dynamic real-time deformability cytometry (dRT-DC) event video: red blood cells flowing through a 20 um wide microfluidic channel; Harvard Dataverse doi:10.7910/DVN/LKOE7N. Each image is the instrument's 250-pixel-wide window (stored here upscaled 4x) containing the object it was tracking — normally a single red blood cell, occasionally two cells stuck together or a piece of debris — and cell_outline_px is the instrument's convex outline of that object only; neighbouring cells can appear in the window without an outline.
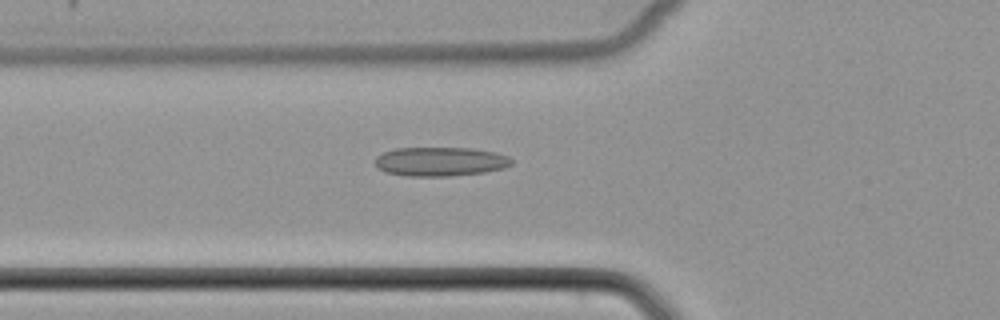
{"species": "common noctule bat (a hibernating species)", "species_latin": "Nyctalus noctula", "temperature_condition": "cold", "stored_images_in_passage": 37, "camera_frame_rate_fps": 3000, "um_per_image_px": 0.085, "animal": {"sex": "female", "body_mass_g": 22.7, "forearm_length_mm": 54.2}, "frame": {"image": 1, "passage_image": 9, "time_ms": 2.667, "image_size_px": [1000, 320], "cell_outline_px": [[512, 164], [504, 168], [484, 172], [448, 176], [408, 176], [384, 172], [376, 168], [376, 156], [384, 152], [396, 148], [472, 148], [496, 152], [508, 156], [512, 160]], "centroid_in_image_um": [37.42, 13.73], "position_along_channel_um": 88.4, "area_um2": 23.18}}
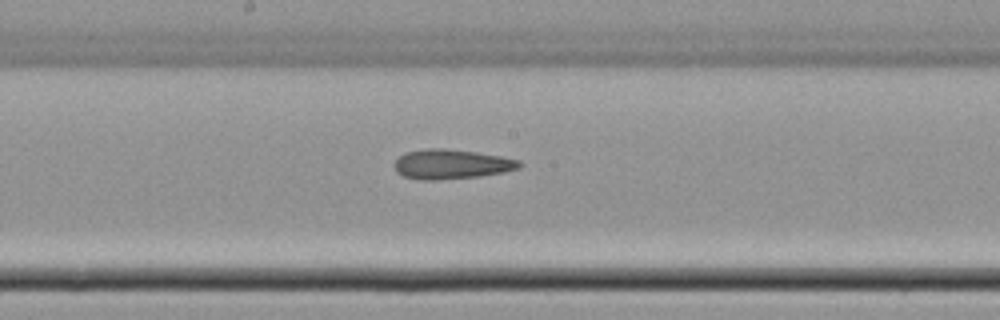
{"frame": {"image": 2, "passage_image": 18, "time_ms": 5.667, "image_size_px": [1000, 320], "cell_outline_px": [[524, 164], [520, 168], [504, 172], [480, 176], [436, 180], [420, 180], [404, 176], [396, 172], [392, 164], [404, 152], [428, 148], [444, 148], [476, 152], [500, 156], [520, 160]], "centroid_in_image_um": [38.36, 13.95], "position_along_channel_um": 209.8, "area_um2": 21.79}}
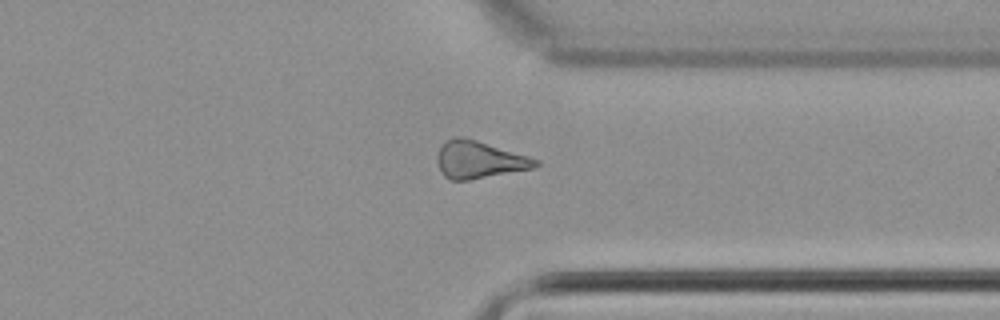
{"frame": {"image": 3, "passage_image": 30, "time_ms": 9.667, "image_size_px": [1000, 320], "cell_outline_px": [[540, 164], [532, 168], [472, 180], [448, 180], [440, 172], [436, 160], [436, 156], [440, 148], [448, 140], [456, 136], [464, 136], [528, 156], [540, 160]], "centroid_in_image_um": [40.7, 13.59], "position_along_channel_um": 370.7, "area_um2": 21.44}}